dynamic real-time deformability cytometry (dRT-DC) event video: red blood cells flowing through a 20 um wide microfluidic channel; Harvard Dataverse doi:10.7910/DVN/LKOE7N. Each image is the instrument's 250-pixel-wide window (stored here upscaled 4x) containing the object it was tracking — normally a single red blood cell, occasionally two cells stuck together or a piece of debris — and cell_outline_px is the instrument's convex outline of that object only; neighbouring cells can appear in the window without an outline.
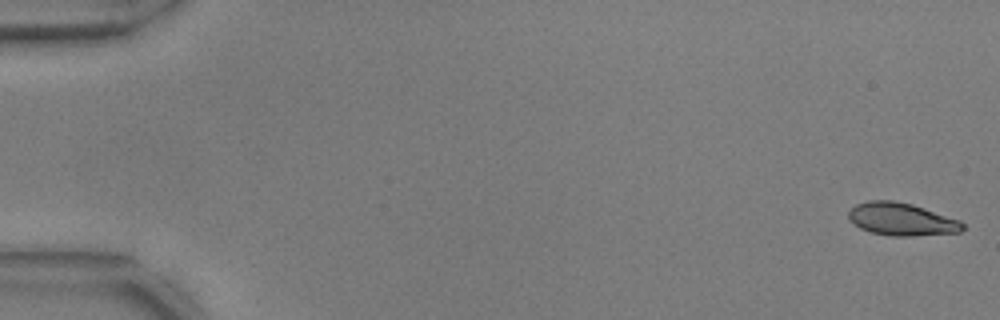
{"species": "common noctule bat (a hibernating species)", "species_latin": "Nyctalus noctula", "temperature_condition": "warm", "stored_images_in_passage": 54, "camera_frame_rate_fps": 3000, "um_per_image_px": 0.085, "animal": {"sex": "male", "body_mass_g": 17.9, "forearm_length_mm": 54.2}, "frame": {"image": 1, "passage_image": 1, "time_ms": 0.0, "image_size_px": [1000, 320], "cell_outline_px": [[964, 228], [960, 232], [912, 236], [892, 236], [872, 232], [860, 228], [848, 216], [848, 212], [856, 204], [868, 200], [892, 200], [912, 204], [960, 220], [964, 224]], "centroid_in_image_um": [76.65, 18.63], "position_along_channel_um": 8.4, "area_um2": 21.56}}
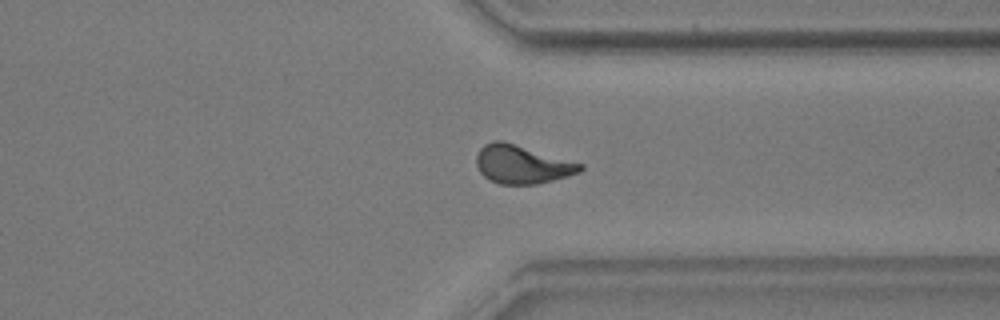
{"frame": {"image": 2, "passage_image": 42, "time_ms": 13.667, "image_size_px": [1000, 320], "cell_outline_px": [[584, 168], [580, 172], [552, 180], [536, 184], [500, 184], [488, 180], [480, 172], [476, 164], [476, 156], [480, 148], [484, 144], [492, 140], [504, 140], [584, 164]], "centroid_in_image_um": [44.35, 13.95], "position_along_channel_um": 367.0, "area_um2": 23.41}}
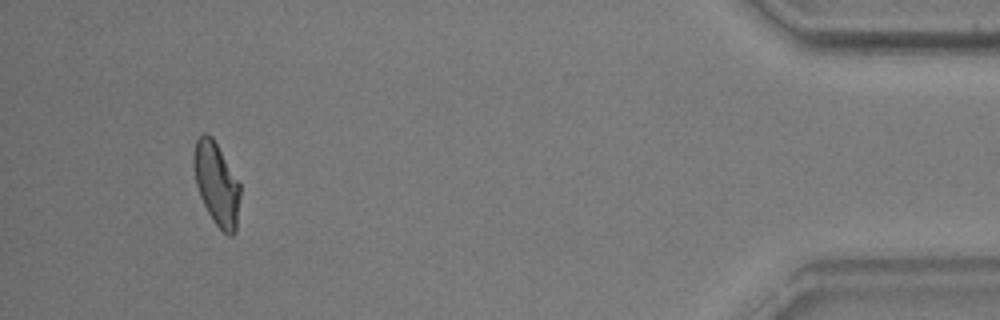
{"frame": {"image": 3, "passage_image": 51, "time_ms": 16.667, "image_size_px": [1000, 320], "cell_outline_px": [[240, 196], [236, 232], [232, 236], [228, 236], [212, 220], [200, 196], [196, 184], [192, 164], [192, 156], [196, 140], [204, 132], [208, 132], [212, 136], [240, 184]], "centroid_in_image_um": [18.39, 15.62], "position_along_channel_um": 416.8, "area_um2": 22.48}, "authors_computed_cell_mechanics": {"area_um2": 22.6865, "velocity_mm_per_s": 3.7439, "shape_relaxation_time_tau1_ms": 2.6487, "shape_relaxation_time_tau2_ms": 1.5075, "deformation_change_tau1": 0.3009, "deformation_change_tau2": 0.0738}}